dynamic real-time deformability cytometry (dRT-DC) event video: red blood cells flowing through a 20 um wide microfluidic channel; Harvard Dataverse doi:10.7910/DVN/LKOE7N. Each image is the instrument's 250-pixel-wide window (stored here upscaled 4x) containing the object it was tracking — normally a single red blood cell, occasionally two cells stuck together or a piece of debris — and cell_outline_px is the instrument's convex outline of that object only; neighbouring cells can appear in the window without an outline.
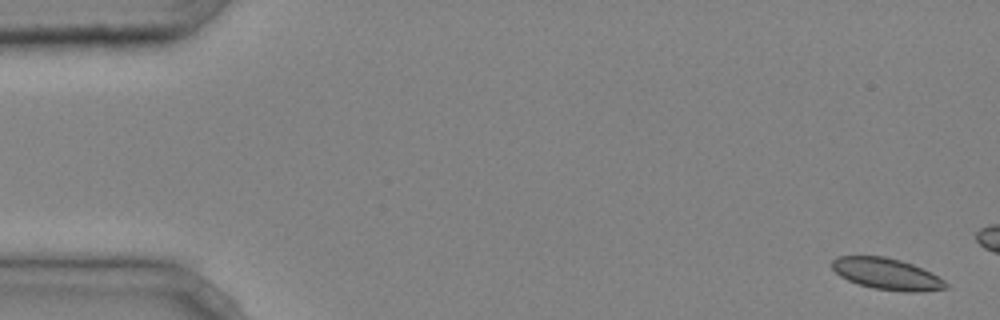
{"species": "common noctule bat (a hibernating species)", "species_latin": "Nyctalus noctula", "temperature_condition": "cold", "stored_images_in_passage": 4, "camera_frame_rate_fps": 3000, "um_per_image_px": 0.085, "animal": {"sex": "male", "body_mass_g": 20.4}, "frame": {"image": 1, "passage_image": 1, "time_ms": 0.0, "image_size_px": [1000, 320], "cell_outline_px": [[948, 288], [924, 292], [904, 292], [872, 288], [848, 280], [840, 276], [832, 268], [832, 260], [836, 256], [884, 256], [900, 260], [912, 264], [932, 272], [944, 280], [948, 284]], "centroid_in_image_um": [75.41, 23.29], "position_along_channel_um": 9.6, "area_um2": 20.98}}